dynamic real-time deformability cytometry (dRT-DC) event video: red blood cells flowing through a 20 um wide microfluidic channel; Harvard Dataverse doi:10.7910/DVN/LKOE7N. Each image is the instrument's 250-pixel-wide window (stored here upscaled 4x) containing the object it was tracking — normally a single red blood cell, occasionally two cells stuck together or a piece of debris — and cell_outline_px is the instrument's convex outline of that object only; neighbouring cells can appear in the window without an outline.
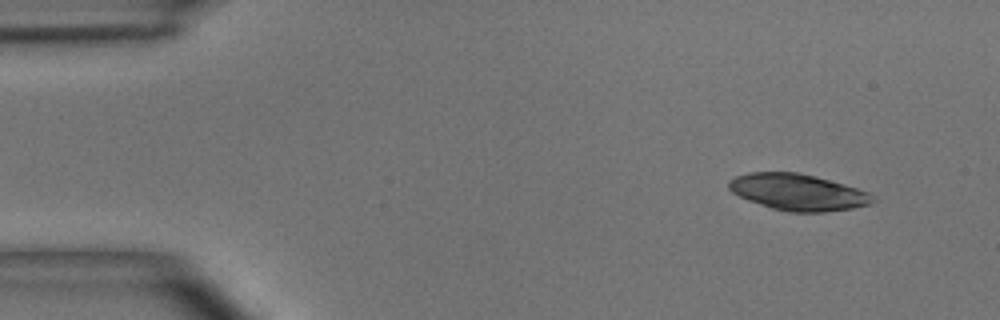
{"species": "common noctule bat (a hibernating species)", "species_latin": "Nyctalus noctula", "temperature_condition": "room temperature", "stored_images_in_passage": 3, "camera_frame_rate_fps": 3000, "um_per_image_px": 0.085, "animal": {"sex": "male", "body_mass_g": 15.6}, "frame": {"image": 1, "passage_image": 1, "time_ms": 0.0, "image_size_px": [1000, 320], "cell_outline_px": [[876, 200], [872, 204], [852, 208], [824, 212], [788, 212], [772, 208], [748, 200], [732, 192], [728, 188], [728, 180], [736, 176], [748, 172], [800, 172], [816, 176], [844, 184], [868, 192]], "centroid_in_image_um": [67.81, 16.33], "position_along_channel_um": 17.2, "area_um2": 30.58}}